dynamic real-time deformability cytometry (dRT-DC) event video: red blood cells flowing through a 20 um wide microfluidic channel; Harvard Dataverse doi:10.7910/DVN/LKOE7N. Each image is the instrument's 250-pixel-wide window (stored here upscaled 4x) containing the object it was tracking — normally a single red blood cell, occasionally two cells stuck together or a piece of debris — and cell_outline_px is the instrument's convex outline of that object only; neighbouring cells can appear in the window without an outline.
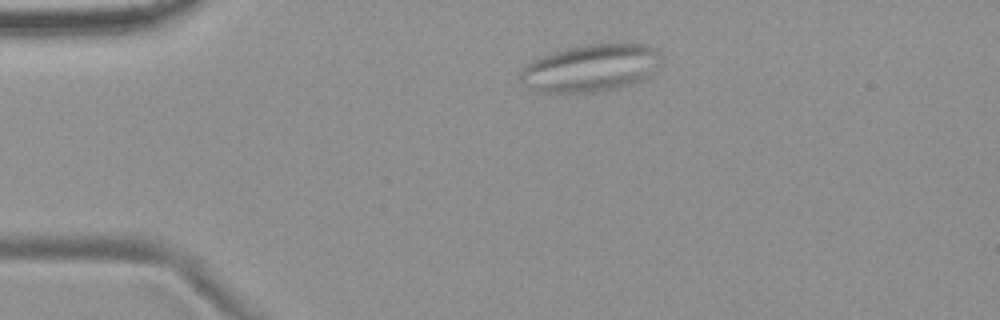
{"species": "common noctule bat (a hibernating species)", "species_latin": "Nyctalus noctula", "temperature_condition": "room temperature", "stored_images_in_passage": 4, "camera_frame_rate_fps": 3000, "um_per_image_px": 0.085, "animal": {"sex": "female", "body_mass_g": 19.9}, "frame": {"image": 1, "passage_image": 4, "time_ms": 3.667, "image_size_px": [1000, 320], "cell_outline_px": [[660, 52], [648, 76], [632, 84], [616, 88], [592, 92], [536, 92], [524, 84], [520, 80], [520, 72], [532, 60], [552, 52], [568, 48], [588, 44], [620, 40], [644, 44], [656, 48]], "centroid_in_image_um": [50.19, 5.74], "position_along_channel_um": 34.8, "area_um2": 38.9}}